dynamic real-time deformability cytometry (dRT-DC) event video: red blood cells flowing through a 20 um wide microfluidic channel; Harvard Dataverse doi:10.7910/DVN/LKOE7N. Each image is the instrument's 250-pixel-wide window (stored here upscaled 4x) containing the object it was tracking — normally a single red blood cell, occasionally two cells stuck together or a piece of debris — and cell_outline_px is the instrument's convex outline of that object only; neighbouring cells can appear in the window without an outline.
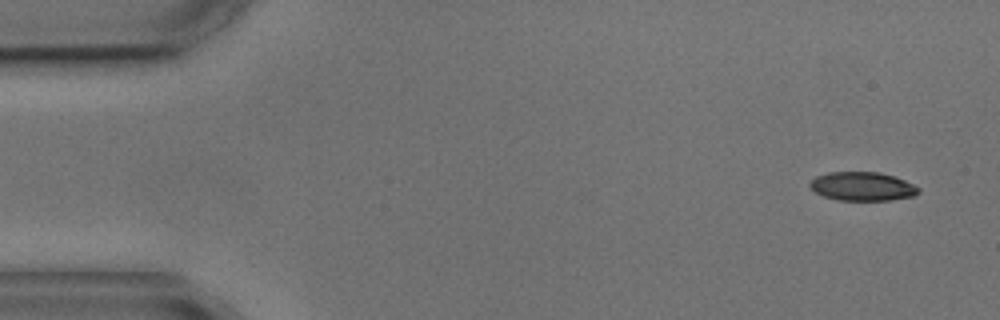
{"species": "common noctule bat (a hibernating species)", "species_latin": "Nyctalus noctula", "temperature_condition": "cold", "stored_images_in_passage": 5, "segment_of_instrument_passage": [2, 2], "camera_frame_rate_fps": 3000, "um_per_image_px": 0.085, "animal": {"sex": "male", "body_mass_g": 17.9, "forearm_length_mm": 54.2}, "frame": {"image": 1, "passage_image": 5, "time_ms": 4.667, "image_size_px": [1000, 320], "cell_outline_px": [[920, 192], [912, 196], [888, 200], [840, 200], [824, 196], [816, 192], [808, 184], [816, 176], [828, 172], [880, 172], [904, 180], [920, 188]], "centroid_in_image_um": [73.3, 15.83], "position_along_channel_um": 11.7, "area_um2": 17.98}}